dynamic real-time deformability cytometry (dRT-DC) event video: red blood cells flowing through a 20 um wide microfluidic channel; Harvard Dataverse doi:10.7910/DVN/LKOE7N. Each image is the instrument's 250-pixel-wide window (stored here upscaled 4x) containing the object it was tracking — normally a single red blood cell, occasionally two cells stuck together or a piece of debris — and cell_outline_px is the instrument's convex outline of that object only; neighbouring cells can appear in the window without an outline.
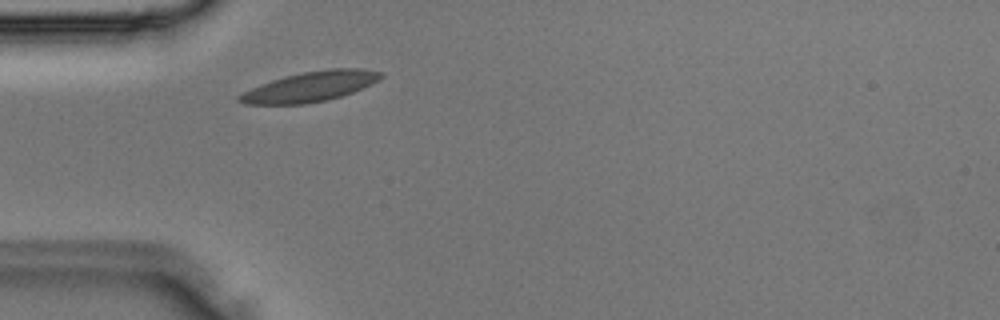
{"species": "Egyptian fruit bat (a non-hibernating species)", "species_latin": "Rousettus aegyptiacus", "temperature_condition": "room temperature", "stored_images_in_passage": 1, "camera_frame_rate_fps": 3000, "um_per_image_px": 0.085, "animal": {"sex": "male"}, "frame": {"image": 1, "passage_image": 1, "time_ms": 0.0, "image_size_px": [1000, 320], "cell_outline_px": [[384, 76], [380, 80], [372, 84], [352, 92], [340, 96], [324, 100], [304, 104], [244, 104], [236, 100], [236, 96], [252, 88], [272, 80], [284, 76], [304, 72], [328, 68], [364, 68], [384, 72]], "centroid_in_image_um": [26.41, 7.34], "position_along_channel_um": 58.6, "area_um2": 24.74}}